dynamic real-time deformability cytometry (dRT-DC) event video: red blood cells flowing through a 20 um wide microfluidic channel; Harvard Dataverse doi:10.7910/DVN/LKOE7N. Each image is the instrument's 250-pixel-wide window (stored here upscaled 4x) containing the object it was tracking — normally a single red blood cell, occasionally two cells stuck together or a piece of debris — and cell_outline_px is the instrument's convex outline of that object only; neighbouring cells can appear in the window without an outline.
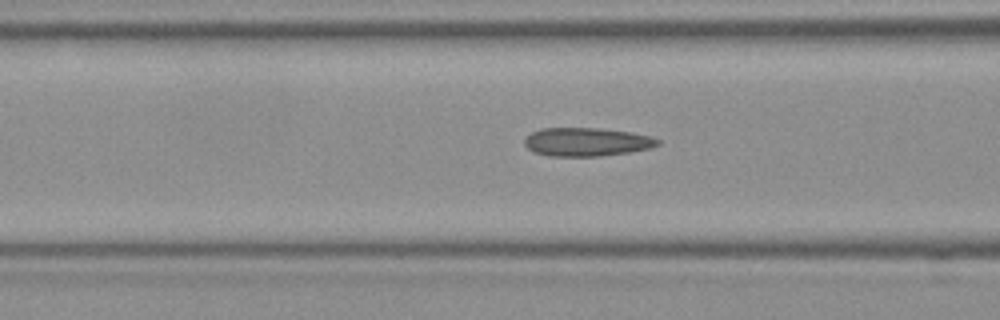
{"species": "Egyptian fruit bat (a non-hibernating species)", "species_latin": "Rousettus aegyptiacus", "temperature_condition": "room temperature", "stored_images_in_passage": 9, "camera_frame_rate_fps": 3000, "um_per_image_px": 0.085, "frame": {"image": 1, "passage_image": 7, "time_ms": 2.0, "image_size_px": [1000, 320], "cell_outline_px": [[660, 144], [652, 148], [628, 152], [600, 156], [548, 156], [532, 152], [524, 144], [524, 140], [532, 132], [540, 128], [600, 128], [632, 132], [652, 136], [660, 140]], "centroid_in_image_um": [49.88, 12.06], "position_along_channel_um": 116.7, "area_um2": 22.31}}